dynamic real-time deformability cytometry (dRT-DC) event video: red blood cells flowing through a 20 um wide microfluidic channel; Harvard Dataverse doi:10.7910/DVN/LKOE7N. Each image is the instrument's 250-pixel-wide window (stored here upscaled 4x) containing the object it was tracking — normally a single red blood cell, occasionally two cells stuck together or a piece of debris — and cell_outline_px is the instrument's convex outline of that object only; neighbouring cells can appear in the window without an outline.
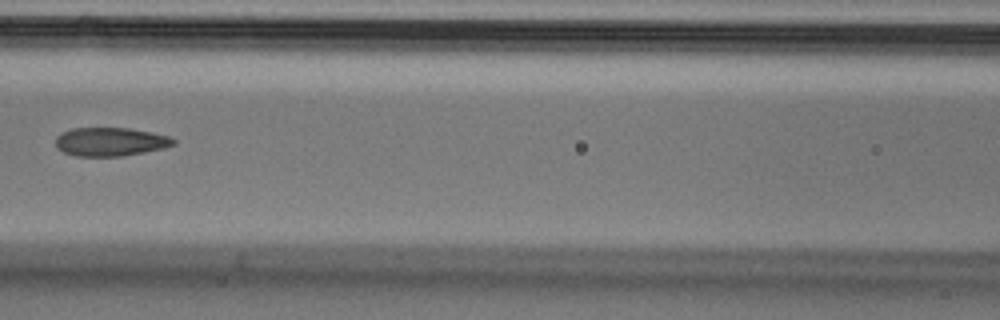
{"species": "Egyptian fruit bat (a non-hibernating species)", "species_latin": "Rousettus aegyptiacus", "temperature_condition": "cold", "stored_images_in_passage": 5, "camera_frame_rate_fps": 3000, "um_per_image_px": 0.085, "animal": {"sex": "male"}, "frame": {"image": 1, "passage_image": 5, "time_ms": 1.333, "image_size_px": [1000, 320], "cell_outline_px": [[176, 144], [164, 148], [144, 152], [120, 156], [76, 156], [64, 152], [56, 148], [56, 136], [72, 128], [128, 128], [152, 132], [168, 136], [176, 140]], "centroid_in_image_um": [9.39, 12.05], "position_along_channel_um": 157.2, "area_um2": 19.59}}